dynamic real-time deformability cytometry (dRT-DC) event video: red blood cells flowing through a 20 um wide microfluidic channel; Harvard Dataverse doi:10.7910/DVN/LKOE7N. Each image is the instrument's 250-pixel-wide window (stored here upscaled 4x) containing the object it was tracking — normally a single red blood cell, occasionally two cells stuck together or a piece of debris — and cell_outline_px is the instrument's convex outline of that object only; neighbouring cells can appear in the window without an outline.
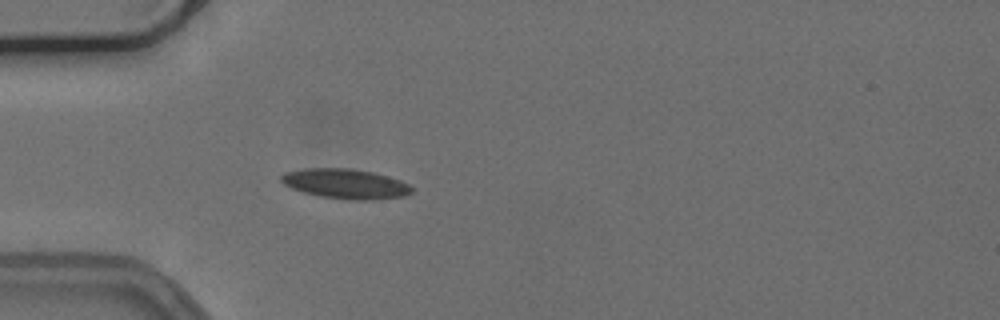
{"species": "common noctule bat (a hibernating species)", "species_latin": "Nyctalus noctula", "temperature_condition": "cold", "stored_images_in_passage": 43, "camera_frame_rate_fps": 3000, "um_per_image_px": 0.085, "animal": {"sex": "female", "body_mass_g": 24.6, "forearm_length_mm": 56.2}, "frame": {"image": 1, "passage_image": 7, "time_ms": 2.0, "image_size_px": [1000, 320], "cell_outline_px": [[412, 192], [404, 196], [372, 200], [348, 200], [320, 196], [304, 192], [292, 188], [284, 184], [280, 180], [280, 176], [284, 172], [308, 168], [352, 168], [372, 172], [388, 176], [400, 180], [408, 184], [412, 188]], "centroid_in_image_um": [29.36, 15.62], "position_along_channel_um": 55.6, "area_um2": 22.72}}
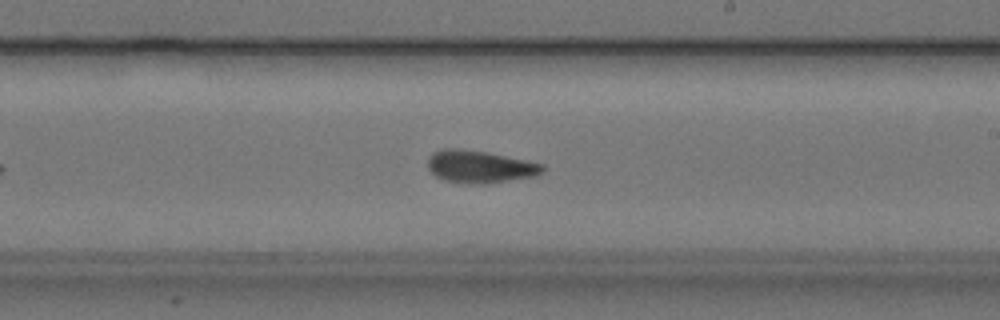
{"frame": {"image": 2, "passage_image": 23, "time_ms": 7.333, "image_size_px": [1000, 320], "cell_outline_px": [[544, 172], [536, 176], [488, 184], [472, 184], [444, 180], [436, 176], [428, 168], [428, 156], [432, 152], [444, 148], [464, 148], [544, 164]], "centroid_in_image_um": [40.77, 14.17], "position_along_channel_um": 248.2, "area_um2": 21.79}}
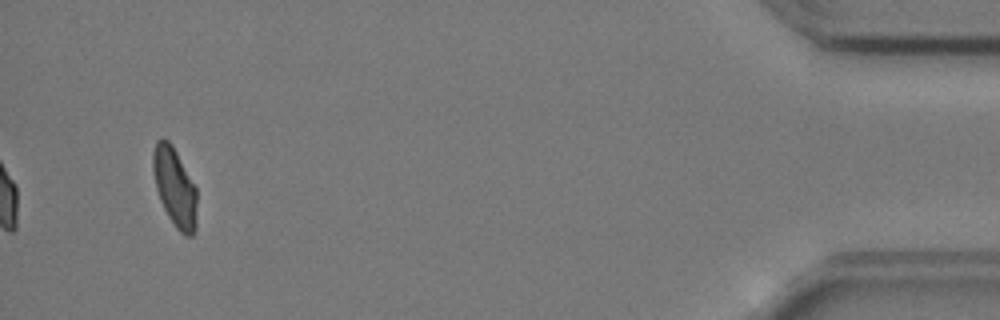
{"frame": {"image": 3, "passage_image": 43, "time_ms": 14.0, "image_size_px": [1000, 320], "cell_outline_px": [[196, 228], [192, 236], [184, 236], [176, 228], [168, 216], [160, 200], [156, 188], [152, 168], [152, 152], [156, 140], [160, 136], [164, 136], [172, 144], [196, 188]], "centroid_in_image_um": [14.83, 15.88], "position_along_channel_um": 420.4, "area_um2": 20.35}, "authors_computed_cell_mechanics": {"area_um2": 21.1548, "velocity_mm_per_s": 3.7364, "shape_relaxation_time_tau1_ms": null, "shape_relaxation_time_tau2_ms": 2.3283, "deformation_change_tau1": null, "deformation_change_tau2": 0.0777}}